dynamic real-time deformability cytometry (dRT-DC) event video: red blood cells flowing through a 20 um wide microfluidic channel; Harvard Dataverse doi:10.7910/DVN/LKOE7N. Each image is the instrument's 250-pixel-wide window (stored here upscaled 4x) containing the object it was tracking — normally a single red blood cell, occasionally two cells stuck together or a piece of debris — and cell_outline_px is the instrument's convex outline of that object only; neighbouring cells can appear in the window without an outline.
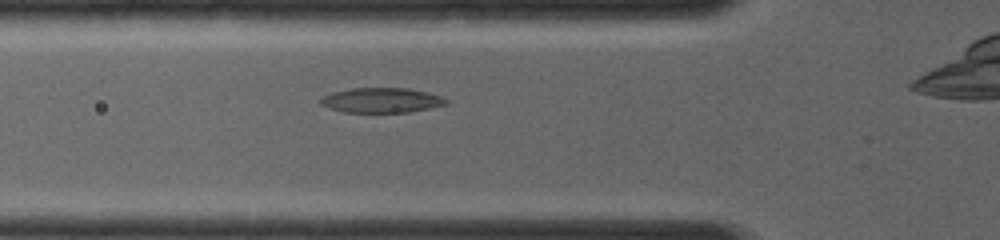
{"species": "common noctule bat (a hibernating species)", "species_latin": "Nyctalus noctula", "temperature_condition": "room temperature", "stored_images_in_passage": 40, "camera_frame_rate_fps": 4000, "um_per_image_px": 0.085, "animal": {"sex": "female", "body_mass_g": 19.0, "forearm_length_mm": 56.7}, "frame": {"image": 1, "passage_image": 10, "time_ms": 2.25, "image_size_px": [1000, 240], "cell_outline_px": [[448, 104], [408, 112], [344, 112], [320, 104], [320, 100], [324, 96], [332, 92], [352, 88], [408, 88], [428, 92], [440, 96], [448, 100]], "centroid_in_image_um": [32.45, 8.51], "position_along_channel_um": 93.4, "area_um2": 18.03}}
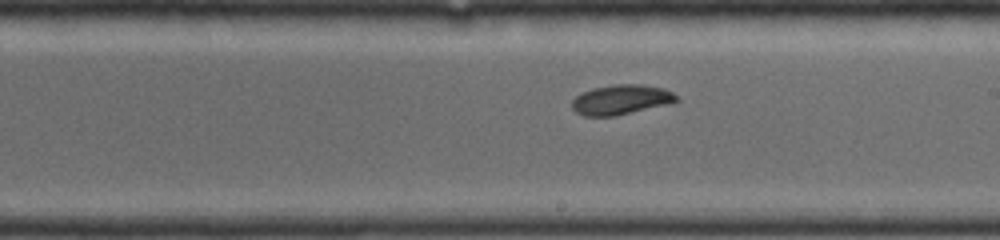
{"frame": {"image": 2, "passage_image": 22, "time_ms": 5.25, "image_size_px": [1000, 240], "cell_outline_px": [[680, 100], [672, 104], [612, 116], [584, 116], [576, 112], [572, 108], [572, 100], [576, 96], [592, 88], [616, 84], [644, 84], [664, 88], [672, 92]], "centroid_in_image_um": [52.83, 8.47], "position_along_channel_um": 236.2, "area_um2": 18.26}}
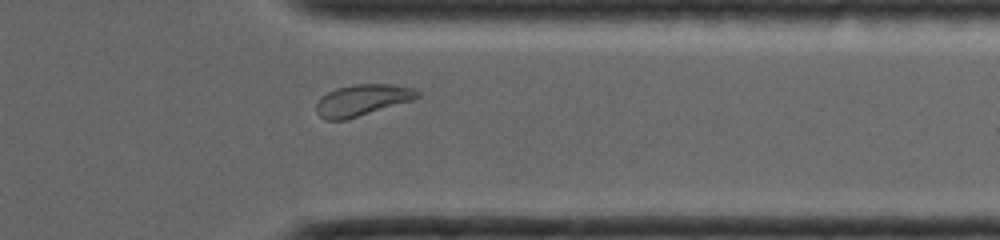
{"frame": {"image": 3, "passage_image": 34, "time_ms": 8.25, "image_size_px": [1000, 240], "cell_outline_px": [[420, 96], [412, 100], [344, 120], [324, 120], [316, 112], [316, 104], [320, 96], [336, 88], [356, 84], [392, 84], [416, 88], [420, 92]], "centroid_in_image_um": [30.78, 8.5], "position_along_channel_um": 380.6, "area_um2": 18.44}}